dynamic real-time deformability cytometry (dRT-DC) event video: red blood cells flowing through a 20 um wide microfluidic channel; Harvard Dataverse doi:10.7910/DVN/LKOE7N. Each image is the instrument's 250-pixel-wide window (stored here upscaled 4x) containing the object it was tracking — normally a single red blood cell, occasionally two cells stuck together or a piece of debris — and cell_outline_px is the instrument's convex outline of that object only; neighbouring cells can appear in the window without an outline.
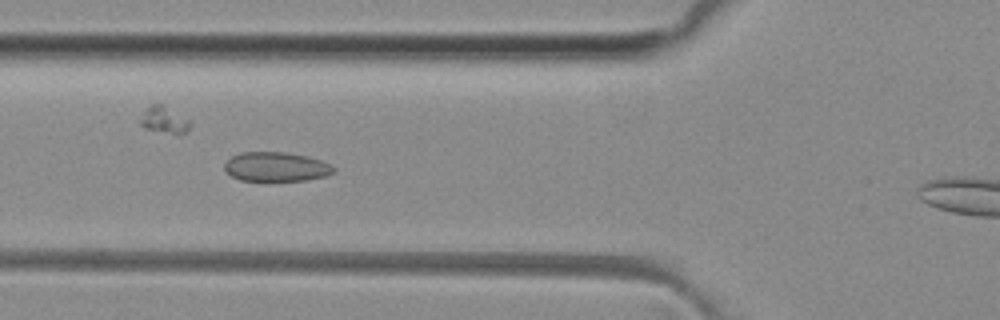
{"species": "common noctule bat (a hibernating species)", "species_latin": "Nyctalus noctula", "temperature_condition": "room temperature", "stored_images_in_passage": 34, "segment_of_instrument_passage": [1, 2], "camera_frame_rate_fps": 3000, "um_per_image_px": 0.085, "animal": {"sex": "female", "body_mass_g": 29.2, "forearm_length_mm": 56.3}, "frame": {"image": 1, "passage_image": 14, "time_ms": 4.333, "image_size_px": [1000, 320], "cell_outline_px": [[336, 172], [324, 176], [308, 180], [240, 180], [224, 172], [224, 164], [232, 156], [240, 152], [284, 152], [308, 156], [320, 160], [336, 168]], "centroid_in_image_um": [23.46, 14.17], "position_along_channel_um": 102.3, "area_um2": 18.61}}
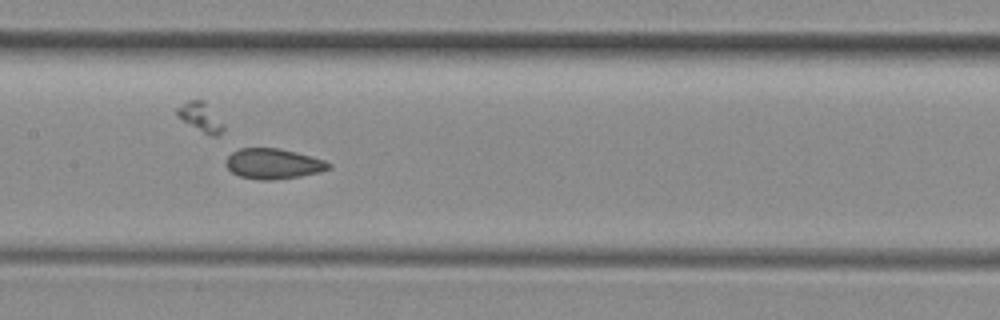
{"frame": {"image": 2, "passage_image": 20, "time_ms": 6.333, "image_size_px": [1000, 320], "cell_outline_px": [[332, 168], [320, 172], [300, 176], [272, 180], [260, 180], [240, 176], [232, 172], [224, 164], [228, 156], [232, 152], [240, 148], [280, 148], [296, 152], [324, 160], [332, 164]], "centroid_in_image_um": [23.23, 13.92], "position_along_channel_um": 184.2, "area_um2": 18.21}}